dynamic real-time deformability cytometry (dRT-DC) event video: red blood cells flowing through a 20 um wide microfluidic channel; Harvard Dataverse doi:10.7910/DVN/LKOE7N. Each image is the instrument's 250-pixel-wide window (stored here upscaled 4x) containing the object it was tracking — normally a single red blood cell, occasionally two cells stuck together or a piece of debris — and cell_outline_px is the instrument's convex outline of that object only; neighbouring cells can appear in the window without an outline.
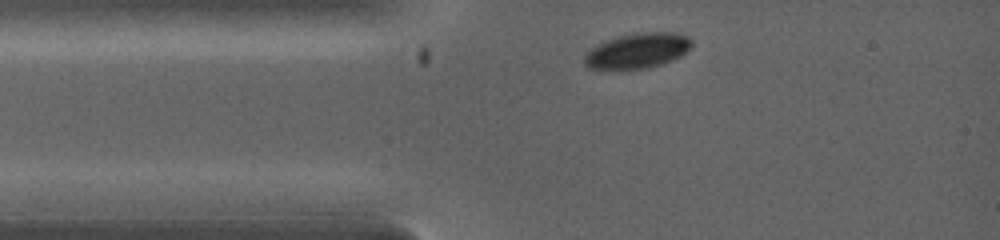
{"species": "common noctule bat (a hibernating species)", "species_latin": "Nyctalus noctula", "temperature_condition": "warm", "stored_images_in_passage": 6, "camera_frame_rate_fps": 5000, "um_per_image_px": 0.085, "animal": {"sex": "female", "body_mass_g": 19.0, "forearm_length_mm": 53.3}, "frame": {"image": 1, "passage_image": 1, "time_ms": 0.0, "image_size_px": [1000, 240], "cell_outline_px": [[692, 44], [680, 56], [672, 60], [648, 68], [620, 72], [588, 68], [584, 64], [584, 56], [592, 48], [616, 36], [636, 32], [676, 32], [688, 36], [692, 40]], "centroid_in_image_um": [54.15, 4.34], "position_along_channel_um": 30.8, "area_um2": 22.54}}
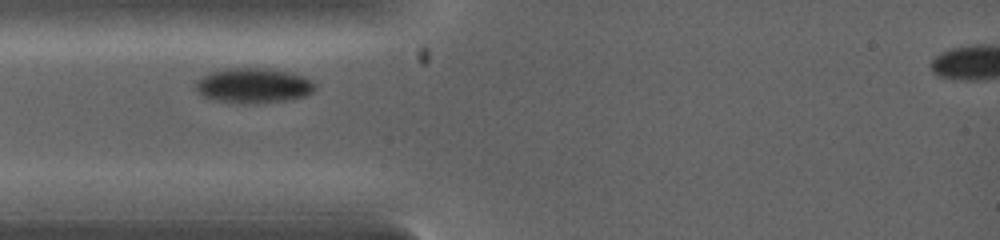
{"frame": {"image": 2, "passage_image": 3, "time_ms": 0.8, "image_size_px": [1000, 240], "cell_outline_px": [[316, 88], [312, 92], [304, 96], [284, 100], [216, 100], [204, 96], [196, 88], [196, 80], [212, 72], [228, 68], [268, 68], [292, 72], [304, 76], [312, 80], [316, 84]], "centroid_in_image_um": [21.61, 7.2], "position_along_channel_um": 63.4, "area_um2": 23.18}}
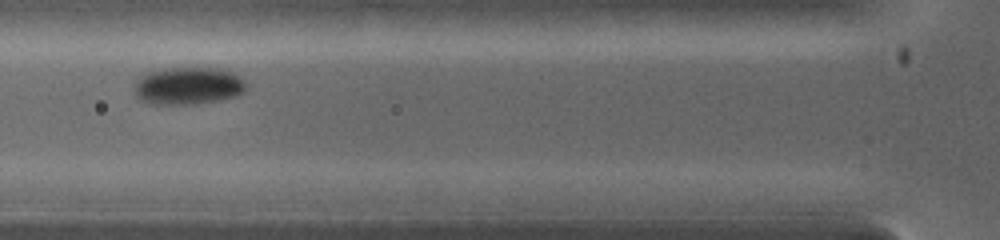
{"frame": {"image": 3, "passage_image": 5, "time_ms": 1.6, "image_size_px": [1000, 240], "cell_outline_px": [[248, 84], [244, 92], [236, 96], [196, 104], [148, 104], [140, 100], [136, 96], [136, 80], [140, 76], [148, 72], [160, 68], [224, 68], [240, 76]], "centroid_in_image_um": [16.01, 7.29], "position_along_channel_um": 109.8, "area_um2": 24.68}}